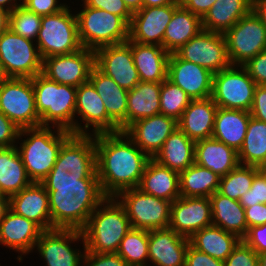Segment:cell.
I'll use <instances>...</instances> for the list:
<instances>
[{
    "label": "cell",
    "instance_id": "51",
    "mask_svg": "<svg viewBox=\"0 0 266 266\" xmlns=\"http://www.w3.org/2000/svg\"><path fill=\"white\" fill-rule=\"evenodd\" d=\"M20 129L0 111V148L16 146Z\"/></svg>",
    "mask_w": 266,
    "mask_h": 266
},
{
    "label": "cell",
    "instance_id": "65",
    "mask_svg": "<svg viewBox=\"0 0 266 266\" xmlns=\"http://www.w3.org/2000/svg\"><path fill=\"white\" fill-rule=\"evenodd\" d=\"M7 77L5 76L4 72H3V69L1 67V64H0V83L2 81H4Z\"/></svg>",
    "mask_w": 266,
    "mask_h": 266
},
{
    "label": "cell",
    "instance_id": "58",
    "mask_svg": "<svg viewBox=\"0 0 266 266\" xmlns=\"http://www.w3.org/2000/svg\"><path fill=\"white\" fill-rule=\"evenodd\" d=\"M10 12L0 7V34L9 29Z\"/></svg>",
    "mask_w": 266,
    "mask_h": 266
},
{
    "label": "cell",
    "instance_id": "11",
    "mask_svg": "<svg viewBox=\"0 0 266 266\" xmlns=\"http://www.w3.org/2000/svg\"><path fill=\"white\" fill-rule=\"evenodd\" d=\"M256 87L243 66L230 65L213 74L211 98L219 108L250 112Z\"/></svg>",
    "mask_w": 266,
    "mask_h": 266
},
{
    "label": "cell",
    "instance_id": "26",
    "mask_svg": "<svg viewBox=\"0 0 266 266\" xmlns=\"http://www.w3.org/2000/svg\"><path fill=\"white\" fill-rule=\"evenodd\" d=\"M89 81L104 102L108 117L119 127L120 132L127 129L128 90L120 87L111 77L92 67Z\"/></svg>",
    "mask_w": 266,
    "mask_h": 266
},
{
    "label": "cell",
    "instance_id": "50",
    "mask_svg": "<svg viewBox=\"0 0 266 266\" xmlns=\"http://www.w3.org/2000/svg\"><path fill=\"white\" fill-rule=\"evenodd\" d=\"M22 5L39 16H47L60 12L67 5L58 4V0H23Z\"/></svg>",
    "mask_w": 266,
    "mask_h": 266
},
{
    "label": "cell",
    "instance_id": "64",
    "mask_svg": "<svg viewBox=\"0 0 266 266\" xmlns=\"http://www.w3.org/2000/svg\"><path fill=\"white\" fill-rule=\"evenodd\" d=\"M259 266H266V252L258 255Z\"/></svg>",
    "mask_w": 266,
    "mask_h": 266
},
{
    "label": "cell",
    "instance_id": "57",
    "mask_svg": "<svg viewBox=\"0 0 266 266\" xmlns=\"http://www.w3.org/2000/svg\"><path fill=\"white\" fill-rule=\"evenodd\" d=\"M252 10H254L266 26V0H253Z\"/></svg>",
    "mask_w": 266,
    "mask_h": 266
},
{
    "label": "cell",
    "instance_id": "20",
    "mask_svg": "<svg viewBox=\"0 0 266 266\" xmlns=\"http://www.w3.org/2000/svg\"><path fill=\"white\" fill-rule=\"evenodd\" d=\"M167 79L179 86L192 100L211 97L213 73L205 67L170 53Z\"/></svg>",
    "mask_w": 266,
    "mask_h": 266
},
{
    "label": "cell",
    "instance_id": "39",
    "mask_svg": "<svg viewBox=\"0 0 266 266\" xmlns=\"http://www.w3.org/2000/svg\"><path fill=\"white\" fill-rule=\"evenodd\" d=\"M220 176L208 168L193 163L179 173L182 197H210L219 189Z\"/></svg>",
    "mask_w": 266,
    "mask_h": 266
},
{
    "label": "cell",
    "instance_id": "28",
    "mask_svg": "<svg viewBox=\"0 0 266 266\" xmlns=\"http://www.w3.org/2000/svg\"><path fill=\"white\" fill-rule=\"evenodd\" d=\"M194 163L208 168L220 177L227 175L240 164L238 152L214 138L195 142Z\"/></svg>",
    "mask_w": 266,
    "mask_h": 266
},
{
    "label": "cell",
    "instance_id": "23",
    "mask_svg": "<svg viewBox=\"0 0 266 266\" xmlns=\"http://www.w3.org/2000/svg\"><path fill=\"white\" fill-rule=\"evenodd\" d=\"M9 209L36 223L43 231L52 230L49 194L41 182H32L9 197Z\"/></svg>",
    "mask_w": 266,
    "mask_h": 266
},
{
    "label": "cell",
    "instance_id": "14",
    "mask_svg": "<svg viewBox=\"0 0 266 266\" xmlns=\"http://www.w3.org/2000/svg\"><path fill=\"white\" fill-rule=\"evenodd\" d=\"M180 59L205 67L213 74L231 65L224 34L202 30L174 52Z\"/></svg>",
    "mask_w": 266,
    "mask_h": 266
},
{
    "label": "cell",
    "instance_id": "36",
    "mask_svg": "<svg viewBox=\"0 0 266 266\" xmlns=\"http://www.w3.org/2000/svg\"><path fill=\"white\" fill-rule=\"evenodd\" d=\"M202 30V18L180 4L166 27L163 48L168 53H174Z\"/></svg>",
    "mask_w": 266,
    "mask_h": 266
},
{
    "label": "cell",
    "instance_id": "40",
    "mask_svg": "<svg viewBox=\"0 0 266 266\" xmlns=\"http://www.w3.org/2000/svg\"><path fill=\"white\" fill-rule=\"evenodd\" d=\"M238 160L241 165L249 166H258L266 161V122L250 117Z\"/></svg>",
    "mask_w": 266,
    "mask_h": 266
},
{
    "label": "cell",
    "instance_id": "56",
    "mask_svg": "<svg viewBox=\"0 0 266 266\" xmlns=\"http://www.w3.org/2000/svg\"><path fill=\"white\" fill-rule=\"evenodd\" d=\"M180 4L193 14L203 18L216 0H179Z\"/></svg>",
    "mask_w": 266,
    "mask_h": 266
},
{
    "label": "cell",
    "instance_id": "12",
    "mask_svg": "<svg viewBox=\"0 0 266 266\" xmlns=\"http://www.w3.org/2000/svg\"><path fill=\"white\" fill-rule=\"evenodd\" d=\"M37 44L10 29L0 34V64L6 77L33 78L42 73Z\"/></svg>",
    "mask_w": 266,
    "mask_h": 266
},
{
    "label": "cell",
    "instance_id": "15",
    "mask_svg": "<svg viewBox=\"0 0 266 266\" xmlns=\"http://www.w3.org/2000/svg\"><path fill=\"white\" fill-rule=\"evenodd\" d=\"M84 241L81 230L55 228L43 231L37 241L35 248L44 261L46 266H82L85 255L79 249H74L70 245L75 241ZM70 242V243H69Z\"/></svg>",
    "mask_w": 266,
    "mask_h": 266
},
{
    "label": "cell",
    "instance_id": "2",
    "mask_svg": "<svg viewBox=\"0 0 266 266\" xmlns=\"http://www.w3.org/2000/svg\"><path fill=\"white\" fill-rule=\"evenodd\" d=\"M49 194L52 229L81 230L92 212L106 198L99 179H80V183L43 184Z\"/></svg>",
    "mask_w": 266,
    "mask_h": 266
},
{
    "label": "cell",
    "instance_id": "27",
    "mask_svg": "<svg viewBox=\"0 0 266 266\" xmlns=\"http://www.w3.org/2000/svg\"><path fill=\"white\" fill-rule=\"evenodd\" d=\"M217 108L211 97L191 100L177 121L178 128L195 142L212 138Z\"/></svg>",
    "mask_w": 266,
    "mask_h": 266
},
{
    "label": "cell",
    "instance_id": "60",
    "mask_svg": "<svg viewBox=\"0 0 266 266\" xmlns=\"http://www.w3.org/2000/svg\"><path fill=\"white\" fill-rule=\"evenodd\" d=\"M9 210V196L0 194V222Z\"/></svg>",
    "mask_w": 266,
    "mask_h": 266
},
{
    "label": "cell",
    "instance_id": "29",
    "mask_svg": "<svg viewBox=\"0 0 266 266\" xmlns=\"http://www.w3.org/2000/svg\"><path fill=\"white\" fill-rule=\"evenodd\" d=\"M168 53L162 46L132 41V57L140 81L163 82L167 79Z\"/></svg>",
    "mask_w": 266,
    "mask_h": 266
},
{
    "label": "cell",
    "instance_id": "38",
    "mask_svg": "<svg viewBox=\"0 0 266 266\" xmlns=\"http://www.w3.org/2000/svg\"><path fill=\"white\" fill-rule=\"evenodd\" d=\"M31 183L16 146L0 148V194L10 197Z\"/></svg>",
    "mask_w": 266,
    "mask_h": 266
},
{
    "label": "cell",
    "instance_id": "18",
    "mask_svg": "<svg viewBox=\"0 0 266 266\" xmlns=\"http://www.w3.org/2000/svg\"><path fill=\"white\" fill-rule=\"evenodd\" d=\"M212 225L211 201L208 197H182L170 208L168 228L190 238L195 232Z\"/></svg>",
    "mask_w": 266,
    "mask_h": 266
},
{
    "label": "cell",
    "instance_id": "7",
    "mask_svg": "<svg viewBox=\"0 0 266 266\" xmlns=\"http://www.w3.org/2000/svg\"><path fill=\"white\" fill-rule=\"evenodd\" d=\"M76 15L79 39L86 49L120 44L129 40V24L105 10L83 6Z\"/></svg>",
    "mask_w": 266,
    "mask_h": 266
},
{
    "label": "cell",
    "instance_id": "45",
    "mask_svg": "<svg viewBox=\"0 0 266 266\" xmlns=\"http://www.w3.org/2000/svg\"><path fill=\"white\" fill-rule=\"evenodd\" d=\"M223 264L224 266H259L258 254L241 240Z\"/></svg>",
    "mask_w": 266,
    "mask_h": 266
},
{
    "label": "cell",
    "instance_id": "24",
    "mask_svg": "<svg viewBox=\"0 0 266 266\" xmlns=\"http://www.w3.org/2000/svg\"><path fill=\"white\" fill-rule=\"evenodd\" d=\"M189 238L170 228L148 231V261L154 266H185Z\"/></svg>",
    "mask_w": 266,
    "mask_h": 266
},
{
    "label": "cell",
    "instance_id": "13",
    "mask_svg": "<svg viewBox=\"0 0 266 266\" xmlns=\"http://www.w3.org/2000/svg\"><path fill=\"white\" fill-rule=\"evenodd\" d=\"M231 65H243L266 49V26L251 10L225 34Z\"/></svg>",
    "mask_w": 266,
    "mask_h": 266
},
{
    "label": "cell",
    "instance_id": "9",
    "mask_svg": "<svg viewBox=\"0 0 266 266\" xmlns=\"http://www.w3.org/2000/svg\"><path fill=\"white\" fill-rule=\"evenodd\" d=\"M115 198L124 207L131 228L148 231L168 228L170 201L146 194L139 188L125 189Z\"/></svg>",
    "mask_w": 266,
    "mask_h": 266
},
{
    "label": "cell",
    "instance_id": "59",
    "mask_svg": "<svg viewBox=\"0 0 266 266\" xmlns=\"http://www.w3.org/2000/svg\"><path fill=\"white\" fill-rule=\"evenodd\" d=\"M176 0H143L142 7H155L173 4Z\"/></svg>",
    "mask_w": 266,
    "mask_h": 266
},
{
    "label": "cell",
    "instance_id": "35",
    "mask_svg": "<svg viewBox=\"0 0 266 266\" xmlns=\"http://www.w3.org/2000/svg\"><path fill=\"white\" fill-rule=\"evenodd\" d=\"M209 199L212 209V225L234 233L243 239L247 235L248 227L244 207L240 202L224 196L218 191Z\"/></svg>",
    "mask_w": 266,
    "mask_h": 266
},
{
    "label": "cell",
    "instance_id": "30",
    "mask_svg": "<svg viewBox=\"0 0 266 266\" xmlns=\"http://www.w3.org/2000/svg\"><path fill=\"white\" fill-rule=\"evenodd\" d=\"M138 188L171 203L181 196L179 173L160 165L152 158L146 164Z\"/></svg>",
    "mask_w": 266,
    "mask_h": 266
},
{
    "label": "cell",
    "instance_id": "61",
    "mask_svg": "<svg viewBox=\"0 0 266 266\" xmlns=\"http://www.w3.org/2000/svg\"><path fill=\"white\" fill-rule=\"evenodd\" d=\"M19 4L17 0H0V7L6 9L9 12H12L16 7L21 6L23 0H19Z\"/></svg>",
    "mask_w": 266,
    "mask_h": 266
},
{
    "label": "cell",
    "instance_id": "62",
    "mask_svg": "<svg viewBox=\"0 0 266 266\" xmlns=\"http://www.w3.org/2000/svg\"><path fill=\"white\" fill-rule=\"evenodd\" d=\"M129 10L134 13L142 8V1L143 0H123Z\"/></svg>",
    "mask_w": 266,
    "mask_h": 266
},
{
    "label": "cell",
    "instance_id": "46",
    "mask_svg": "<svg viewBox=\"0 0 266 266\" xmlns=\"http://www.w3.org/2000/svg\"><path fill=\"white\" fill-rule=\"evenodd\" d=\"M85 6L105 10L109 13L122 17L129 25L133 13L123 0H82Z\"/></svg>",
    "mask_w": 266,
    "mask_h": 266
},
{
    "label": "cell",
    "instance_id": "22",
    "mask_svg": "<svg viewBox=\"0 0 266 266\" xmlns=\"http://www.w3.org/2000/svg\"><path fill=\"white\" fill-rule=\"evenodd\" d=\"M177 128L174 118L158 114L134 122L124 133L139 149L153 158Z\"/></svg>",
    "mask_w": 266,
    "mask_h": 266
},
{
    "label": "cell",
    "instance_id": "4",
    "mask_svg": "<svg viewBox=\"0 0 266 266\" xmlns=\"http://www.w3.org/2000/svg\"><path fill=\"white\" fill-rule=\"evenodd\" d=\"M130 229L124 207L115 197H106L81 229L83 247L92 253H116Z\"/></svg>",
    "mask_w": 266,
    "mask_h": 266
},
{
    "label": "cell",
    "instance_id": "19",
    "mask_svg": "<svg viewBox=\"0 0 266 266\" xmlns=\"http://www.w3.org/2000/svg\"><path fill=\"white\" fill-rule=\"evenodd\" d=\"M180 5L176 0L173 4L142 7L132 15L129 25V39L141 44H154L163 47V37L174 10Z\"/></svg>",
    "mask_w": 266,
    "mask_h": 266
},
{
    "label": "cell",
    "instance_id": "8",
    "mask_svg": "<svg viewBox=\"0 0 266 266\" xmlns=\"http://www.w3.org/2000/svg\"><path fill=\"white\" fill-rule=\"evenodd\" d=\"M69 8L67 5L58 13L42 16L35 42L42 60L53 55L74 53L83 47L76 15L70 13Z\"/></svg>",
    "mask_w": 266,
    "mask_h": 266
},
{
    "label": "cell",
    "instance_id": "31",
    "mask_svg": "<svg viewBox=\"0 0 266 266\" xmlns=\"http://www.w3.org/2000/svg\"><path fill=\"white\" fill-rule=\"evenodd\" d=\"M251 114L245 110L217 108L212 138L232 147L241 149L247 133Z\"/></svg>",
    "mask_w": 266,
    "mask_h": 266
},
{
    "label": "cell",
    "instance_id": "55",
    "mask_svg": "<svg viewBox=\"0 0 266 266\" xmlns=\"http://www.w3.org/2000/svg\"><path fill=\"white\" fill-rule=\"evenodd\" d=\"M248 229L253 226L266 224V204L258 203L244 208Z\"/></svg>",
    "mask_w": 266,
    "mask_h": 266
},
{
    "label": "cell",
    "instance_id": "21",
    "mask_svg": "<svg viewBox=\"0 0 266 266\" xmlns=\"http://www.w3.org/2000/svg\"><path fill=\"white\" fill-rule=\"evenodd\" d=\"M76 114L81 116L82 122H86L82 127V134L120 132L119 127L108 117L104 102L90 81L77 87ZM90 126H92V133L88 132Z\"/></svg>",
    "mask_w": 266,
    "mask_h": 266
},
{
    "label": "cell",
    "instance_id": "5",
    "mask_svg": "<svg viewBox=\"0 0 266 266\" xmlns=\"http://www.w3.org/2000/svg\"><path fill=\"white\" fill-rule=\"evenodd\" d=\"M51 128L40 126L20 129L18 139L25 135L29 137L21 138L22 143L16 148L32 182H41L49 174L63 143L72 135L68 130L56 127L57 131H53Z\"/></svg>",
    "mask_w": 266,
    "mask_h": 266
},
{
    "label": "cell",
    "instance_id": "54",
    "mask_svg": "<svg viewBox=\"0 0 266 266\" xmlns=\"http://www.w3.org/2000/svg\"><path fill=\"white\" fill-rule=\"evenodd\" d=\"M250 114L255 119L266 122V85H257Z\"/></svg>",
    "mask_w": 266,
    "mask_h": 266
},
{
    "label": "cell",
    "instance_id": "63",
    "mask_svg": "<svg viewBox=\"0 0 266 266\" xmlns=\"http://www.w3.org/2000/svg\"><path fill=\"white\" fill-rule=\"evenodd\" d=\"M258 173L266 180V161L257 166Z\"/></svg>",
    "mask_w": 266,
    "mask_h": 266
},
{
    "label": "cell",
    "instance_id": "44",
    "mask_svg": "<svg viewBox=\"0 0 266 266\" xmlns=\"http://www.w3.org/2000/svg\"><path fill=\"white\" fill-rule=\"evenodd\" d=\"M41 19L42 16L21 5L10 12L9 29L15 34L35 42L41 27Z\"/></svg>",
    "mask_w": 266,
    "mask_h": 266
},
{
    "label": "cell",
    "instance_id": "10",
    "mask_svg": "<svg viewBox=\"0 0 266 266\" xmlns=\"http://www.w3.org/2000/svg\"><path fill=\"white\" fill-rule=\"evenodd\" d=\"M0 111L19 129L40 127L31 78L7 77L0 83Z\"/></svg>",
    "mask_w": 266,
    "mask_h": 266
},
{
    "label": "cell",
    "instance_id": "47",
    "mask_svg": "<svg viewBox=\"0 0 266 266\" xmlns=\"http://www.w3.org/2000/svg\"><path fill=\"white\" fill-rule=\"evenodd\" d=\"M244 207H250L258 203L266 204V180L259 173L254 177L251 188L239 199Z\"/></svg>",
    "mask_w": 266,
    "mask_h": 266
},
{
    "label": "cell",
    "instance_id": "42",
    "mask_svg": "<svg viewBox=\"0 0 266 266\" xmlns=\"http://www.w3.org/2000/svg\"><path fill=\"white\" fill-rule=\"evenodd\" d=\"M257 174V166L239 164L220 178L218 192L239 201L240 197L251 188L252 181Z\"/></svg>",
    "mask_w": 266,
    "mask_h": 266
},
{
    "label": "cell",
    "instance_id": "32",
    "mask_svg": "<svg viewBox=\"0 0 266 266\" xmlns=\"http://www.w3.org/2000/svg\"><path fill=\"white\" fill-rule=\"evenodd\" d=\"M252 6L253 0H216L202 18L203 30L225 34L252 10Z\"/></svg>",
    "mask_w": 266,
    "mask_h": 266
},
{
    "label": "cell",
    "instance_id": "49",
    "mask_svg": "<svg viewBox=\"0 0 266 266\" xmlns=\"http://www.w3.org/2000/svg\"><path fill=\"white\" fill-rule=\"evenodd\" d=\"M242 66L257 85H266V49Z\"/></svg>",
    "mask_w": 266,
    "mask_h": 266
},
{
    "label": "cell",
    "instance_id": "48",
    "mask_svg": "<svg viewBox=\"0 0 266 266\" xmlns=\"http://www.w3.org/2000/svg\"><path fill=\"white\" fill-rule=\"evenodd\" d=\"M82 266H129L117 253H92L85 250Z\"/></svg>",
    "mask_w": 266,
    "mask_h": 266
},
{
    "label": "cell",
    "instance_id": "41",
    "mask_svg": "<svg viewBox=\"0 0 266 266\" xmlns=\"http://www.w3.org/2000/svg\"><path fill=\"white\" fill-rule=\"evenodd\" d=\"M116 253L129 266H148V230L131 228Z\"/></svg>",
    "mask_w": 266,
    "mask_h": 266
},
{
    "label": "cell",
    "instance_id": "34",
    "mask_svg": "<svg viewBox=\"0 0 266 266\" xmlns=\"http://www.w3.org/2000/svg\"><path fill=\"white\" fill-rule=\"evenodd\" d=\"M162 82L140 81L128 90L127 128L134 122L160 114V90Z\"/></svg>",
    "mask_w": 266,
    "mask_h": 266
},
{
    "label": "cell",
    "instance_id": "16",
    "mask_svg": "<svg viewBox=\"0 0 266 266\" xmlns=\"http://www.w3.org/2000/svg\"><path fill=\"white\" fill-rule=\"evenodd\" d=\"M94 66V51L82 47L80 50L43 59L42 74L59 84L78 87L89 81Z\"/></svg>",
    "mask_w": 266,
    "mask_h": 266
},
{
    "label": "cell",
    "instance_id": "43",
    "mask_svg": "<svg viewBox=\"0 0 266 266\" xmlns=\"http://www.w3.org/2000/svg\"><path fill=\"white\" fill-rule=\"evenodd\" d=\"M192 99L168 79L161 84L160 114L178 121Z\"/></svg>",
    "mask_w": 266,
    "mask_h": 266
},
{
    "label": "cell",
    "instance_id": "25",
    "mask_svg": "<svg viewBox=\"0 0 266 266\" xmlns=\"http://www.w3.org/2000/svg\"><path fill=\"white\" fill-rule=\"evenodd\" d=\"M42 232L36 223L9 209L0 222V244L19 252L21 262L22 255L34 250Z\"/></svg>",
    "mask_w": 266,
    "mask_h": 266
},
{
    "label": "cell",
    "instance_id": "37",
    "mask_svg": "<svg viewBox=\"0 0 266 266\" xmlns=\"http://www.w3.org/2000/svg\"><path fill=\"white\" fill-rule=\"evenodd\" d=\"M241 240L236 234L215 225L207 226L189 238L192 247L222 261L227 259Z\"/></svg>",
    "mask_w": 266,
    "mask_h": 266
},
{
    "label": "cell",
    "instance_id": "6",
    "mask_svg": "<svg viewBox=\"0 0 266 266\" xmlns=\"http://www.w3.org/2000/svg\"><path fill=\"white\" fill-rule=\"evenodd\" d=\"M80 179H98L93 134H72L63 143L54 167L41 183H80Z\"/></svg>",
    "mask_w": 266,
    "mask_h": 266
},
{
    "label": "cell",
    "instance_id": "3",
    "mask_svg": "<svg viewBox=\"0 0 266 266\" xmlns=\"http://www.w3.org/2000/svg\"><path fill=\"white\" fill-rule=\"evenodd\" d=\"M31 79L40 126L52 123L50 126L82 134V126L75 120L77 87L59 84L42 73Z\"/></svg>",
    "mask_w": 266,
    "mask_h": 266
},
{
    "label": "cell",
    "instance_id": "53",
    "mask_svg": "<svg viewBox=\"0 0 266 266\" xmlns=\"http://www.w3.org/2000/svg\"><path fill=\"white\" fill-rule=\"evenodd\" d=\"M185 266H224L223 261L200 252L190 244L186 251Z\"/></svg>",
    "mask_w": 266,
    "mask_h": 266
},
{
    "label": "cell",
    "instance_id": "33",
    "mask_svg": "<svg viewBox=\"0 0 266 266\" xmlns=\"http://www.w3.org/2000/svg\"><path fill=\"white\" fill-rule=\"evenodd\" d=\"M195 141L177 128L152 158L157 163L178 173L194 163Z\"/></svg>",
    "mask_w": 266,
    "mask_h": 266
},
{
    "label": "cell",
    "instance_id": "1",
    "mask_svg": "<svg viewBox=\"0 0 266 266\" xmlns=\"http://www.w3.org/2000/svg\"><path fill=\"white\" fill-rule=\"evenodd\" d=\"M95 148L97 177L106 197L138 188L151 158L124 132L96 134Z\"/></svg>",
    "mask_w": 266,
    "mask_h": 266
},
{
    "label": "cell",
    "instance_id": "52",
    "mask_svg": "<svg viewBox=\"0 0 266 266\" xmlns=\"http://www.w3.org/2000/svg\"><path fill=\"white\" fill-rule=\"evenodd\" d=\"M258 255L266 252V224L253 226L248 229L247 235L242 239Z\"/></svg>",
    "mask_w": 266,
    "mask_h": 266
},
{
    "label": "cell",
    "instance_id": "17",
    "mask_svg": "<svg viewBox=\"0 0 266 266\" xmlns=\"http://www.w3.org/2000/svg\"><path fill=\"white\" fill-rule=\"evenodd\" d=\"M94 65L120 87L131 90L140 77L132 57V41L103 46L94 51Z\"/></svg>",
    "mask_w": 266,
    "mask_h": 266
}]
</instances>
